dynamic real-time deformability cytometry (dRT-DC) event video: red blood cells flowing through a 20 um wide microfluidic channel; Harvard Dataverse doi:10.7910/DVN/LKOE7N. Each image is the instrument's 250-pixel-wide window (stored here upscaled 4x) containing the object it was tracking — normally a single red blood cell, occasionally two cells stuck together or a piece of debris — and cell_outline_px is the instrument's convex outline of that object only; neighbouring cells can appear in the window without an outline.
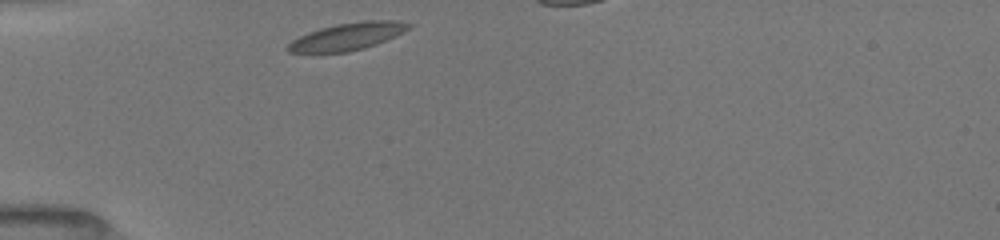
{"species": "common noctule bat (a hibernating species)", "species_latin": "Nyctalus noctula", "temperature_condition": "room temperature", "stored_images_in_passage": 31, "camera_frame_rate_fps": 3000, "um_per_image_px": 0.085, "animal": {"sex": "female", "body_mass_g": 19.5, "forearm_length_mm": 54.1}, "frame": {"image": 1, "passage_image": 1, "time_ms": 0.0, "image_size_px": [1000, 240], "cell_outline_px": [[412, 28], [396, 36], [376, 44], [364, 48], [348, 52], [288, 52], [284, 48], [292, 40], [308, 32], [320, 28], [336, 24], [364, 20], [396, 20], [412, 24]], "centroid_in_image_um": [29.56, 3.09], "position_along_channel_um": 55.4, "area_um2": 19.31}}
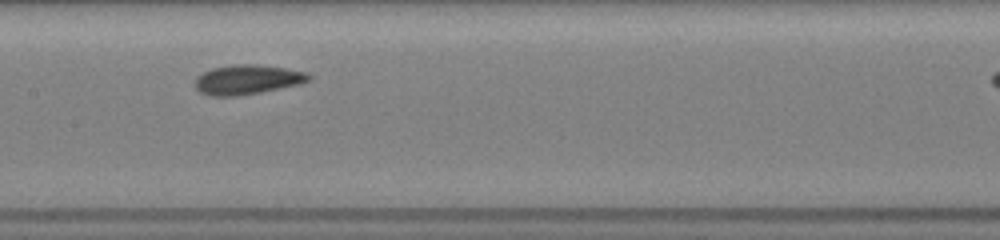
{"frame": {"image": 2, "passage_image": 12, "time_ms": 3.667, "image_size_px": [1000, 240], "cell_outline_px": [[312, 80], [300, 84], [260, 92], [236, 96], [208, 96], [200, 92], [192, 84], [196, 76], [212, 68], [236, 64], [256, 64], [284, 68], [308, 72], [312, 76]], "centroid_in_image_um": [21.01, 6.77], "position_along_channel_um": 186.4, "area_um2": 19.83}}
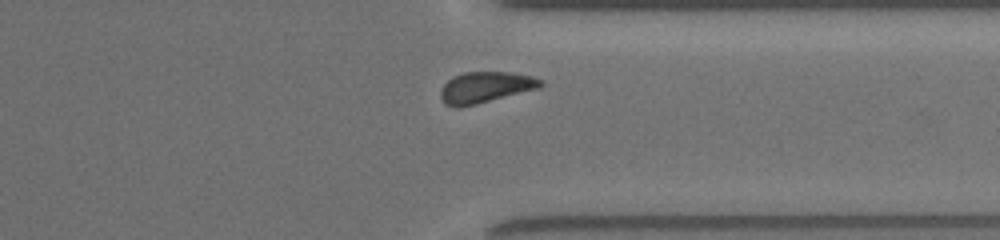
{"frame": {"image": 3, "passage_image": 26, "time_ms": 8.333, "image_size_px": [1000, 240], "cell_outline_px": [[544, 84], [540, 88], [476, 104], [456, 108], [452, 108], [444, 104], [440, 96], [440, 88], [452, 76], [464, 72], [512, 72], [532, 76], [544, 80]], "centroid_in_image_um": [41.25, 7.42], "position_along_channel_um": 370.2, "area_um2": 18.38}, "authors_computed_cell_mechanics": {"area_um2": 18.6694, "velocity_mm_per_s": 3.9317, "shape_relaxation_time_tau1_ms": 2.8455, "shape_relaxation_time_tau2_ms": 1.7783, "deformation_change_tau1": 0.0923, "deformation_change_tau2": 0.0557}}